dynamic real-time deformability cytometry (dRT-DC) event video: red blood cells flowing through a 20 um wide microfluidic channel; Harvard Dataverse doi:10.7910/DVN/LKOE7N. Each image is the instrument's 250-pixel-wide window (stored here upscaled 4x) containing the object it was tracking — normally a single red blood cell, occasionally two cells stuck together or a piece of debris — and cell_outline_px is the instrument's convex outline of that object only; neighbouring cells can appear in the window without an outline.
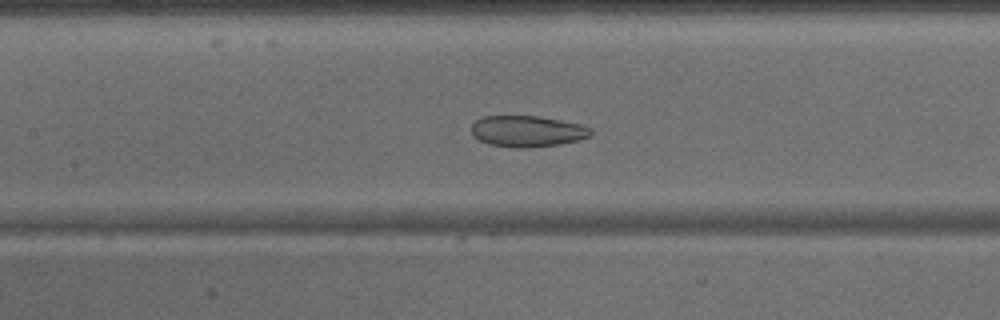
{"species": "common noctule bat (a hibernating species)", "species_latin": "Nyctalus noctula", "temperature_condition": "warm", "stored_images_in_passage": 44, "camera_frame_rate_fps": 3000, "um_per_image_px": 0.085, "animal": {"sex": "male", "body_mass_g": 15.6}, "frame": {"image": 1, "passage_image": 20, "time_ms": 6.333, "image_size_px": [1000, 320], "cell_outline_px": [[592, 136], [580, 140], [560, 144], [524, 148], [516, 148], [492, 144], [480, 140], [472, 136], [472, 124], [480, 116], [536, 116], [560, 120], [580, 124], [592, 128]], "centroid_in_image_um": [44.84, 11.15], "position_along_channel_um": 162.6, "area_um2": 21.73}}
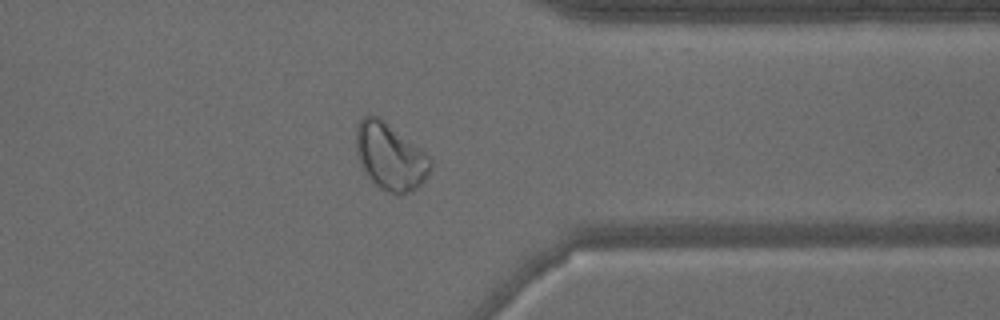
{"frame": {"image": 2, "passage_image": 35, "time_ms": 11.333, "image_size_px": [1000, 320], "cell_outline_px": [[432, 168], [428, 176], [412, 192], [392, 192], [380, 188], [368, 176], [360, 164], [356, 152], [356, 128], [360, 120], [364, 116], [380, 116], [420, 148], [432, 160]], "centroid_in_image_um": [33.17, 13.28], "position_along_channel_um": 378.2, "area_um2": 28.73}}
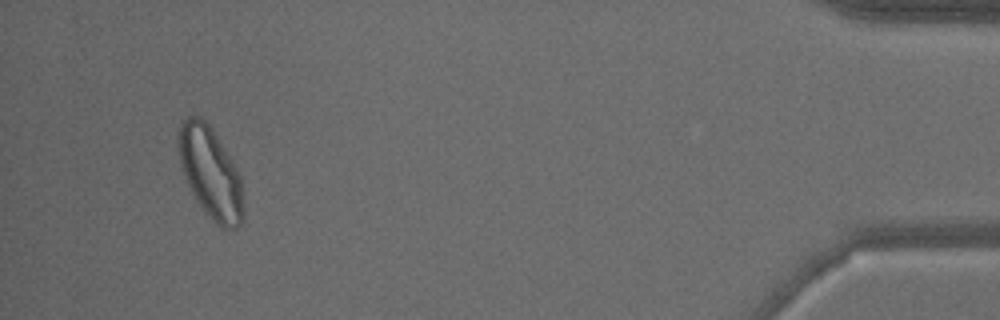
{"frame": {"image": 3, "passage_image": 42, "time_ms": 13.667, "image_size_px": [1000, 320], "cell_outline_px": [[244, 220], [236, 228], [220, 228], [200, 208], [184, 176], [180, 164], [176, 148], [176, 136], [180, 120], [188, 116], [200, 116], [212, 128], [232, 160], [240, 176], [244, 208]], "centroid_in_image_um": [17.85, 14.67], "position_along_channel_um": 417.3, "area_um2": 35.2}}